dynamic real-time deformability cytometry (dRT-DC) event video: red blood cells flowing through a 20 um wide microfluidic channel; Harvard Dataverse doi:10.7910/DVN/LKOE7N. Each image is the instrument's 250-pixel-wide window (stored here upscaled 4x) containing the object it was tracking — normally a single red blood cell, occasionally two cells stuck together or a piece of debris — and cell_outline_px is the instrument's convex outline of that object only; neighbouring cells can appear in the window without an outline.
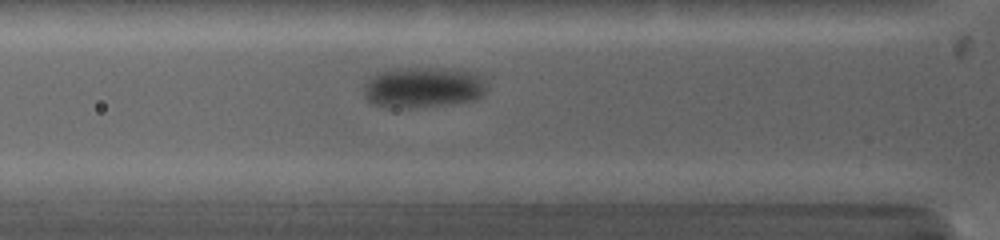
{"species": "common noctule bat (a hibernating species)", "species_latin": "Nyctalus noctula", "temperature_condition": "warm", "stored_images_in_passage": 29, "camera_frame_rate_fps": 5000, "um_per_image_px": 0.085, "animal": {"sex": "female", "body_mass_g": 19.0, "forearm_length_mm": 53.3}, "frame": {"image": 1, "passage_image": 6, "time_ms": 2.0, "image_size_px": [1000, 240], "cell_outline_px": [[488, 84], [484, 92], [476, 100], [448, 104], [408, 108], [392, 108], [372, 104], [364, 96], [364, 84], [376, 72], [408, 68], [416, 68], [476, 72]], "centroid_in_image_um": [35.95, 7.45], "position_along_channel_um": 89.9, "area_um2": 28.96}}
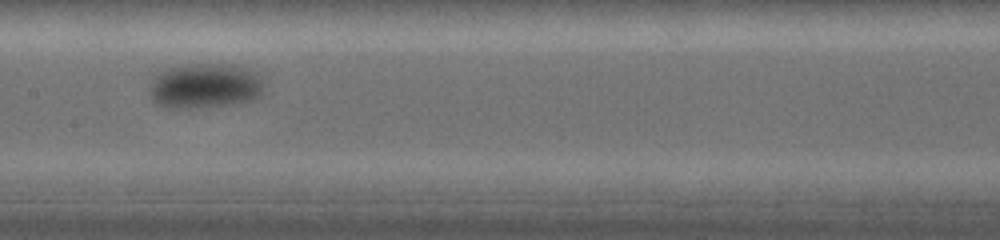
{"frame": {"image": 2, "passage_image": 12, "time_ms": 4.6, "image_size_px": [1000, 240], "cell_outline_px": [[264, 96], [240, 104], [192, 108], [164, 108], [152, 100], [148, 92], [148, 84], [156, 76], [168, 68], [188, 64], [232, 64], [244, 68], [260, 76], [264, 92]], "centroid_in_image_um": [17.42, 7.33], "position_along_channel_um": 190.0, "area_um2": 30.52}}
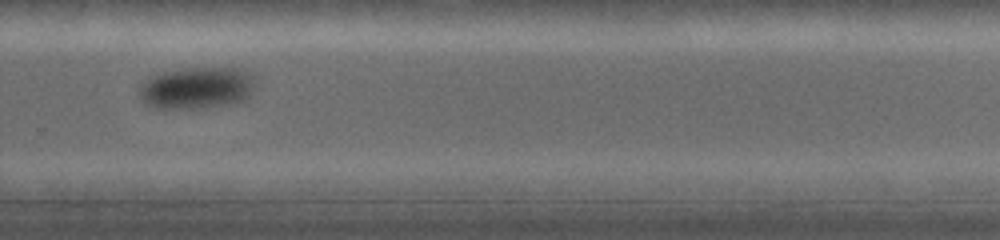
{"frame": {"image": 3, "passage_image": 20, "time_ms": 7.8, "image_size_px": [1000, 240], "cell_outline_px": [[252, 88], [248, 96], [244, 100], [236, 104], [200, 108], [156, 108], [148, 104], [136, 92], [136, 88], [140, 84], [164, 72], [196, 68], [236, 68], [252, 76]], "centroid_in_image_um": [16.7, 7.5], "position_along_channel_um": 313.1, "area_um2": 27.74}, "authors_computed_cell_mechanics": {"area_um2": 27.8018, "velocity_mm_per_s": 3.8527, "shape_relaxation_time_tau1_ms": 2.4921, "shape_relaxation_time_tau2_ms": null, "deformation_change_tau1": 0.1113, "deformation_change_tau2": null}}